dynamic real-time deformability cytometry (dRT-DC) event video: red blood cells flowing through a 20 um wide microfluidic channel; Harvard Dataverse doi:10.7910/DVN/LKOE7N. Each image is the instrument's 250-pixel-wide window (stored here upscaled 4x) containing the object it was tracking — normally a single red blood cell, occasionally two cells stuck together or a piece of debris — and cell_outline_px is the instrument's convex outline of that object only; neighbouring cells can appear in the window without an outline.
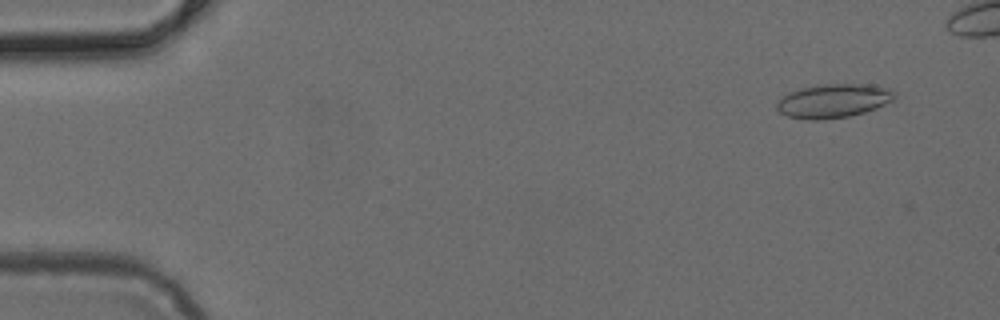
{"species": "common noctule bat (a hibernating species)", "species_latin": "Nyctalus noctula", "temperature_condition": "cold", "stored_images_in_passage": 5, "camera_frame_rate_fps": 3000, "um_per_image_px": 0.085, "animal": {"sex": "female", "body_mass_g": 24.6, "forearm_length_mm": 56.2}, "frame": {"image": 1, "passage_image": 2, "time_ms": 0.333, "image_size_px": [1000, 320], "cell_outline_px": [[896, 96], [892, 100], [876, 108], [864, 112], [848, 116], [824, 120], [812, 120], [788, 116], [780, 112], [776, 108], [776, 104], [788, 92], [800, 88], [816, 84], [872, 84], [892, 88], [896, 92]], "centroid_in_image_um": [70.87, 8.55], "position_along_channel_um": 14.1, "area_um2": 23.41}}